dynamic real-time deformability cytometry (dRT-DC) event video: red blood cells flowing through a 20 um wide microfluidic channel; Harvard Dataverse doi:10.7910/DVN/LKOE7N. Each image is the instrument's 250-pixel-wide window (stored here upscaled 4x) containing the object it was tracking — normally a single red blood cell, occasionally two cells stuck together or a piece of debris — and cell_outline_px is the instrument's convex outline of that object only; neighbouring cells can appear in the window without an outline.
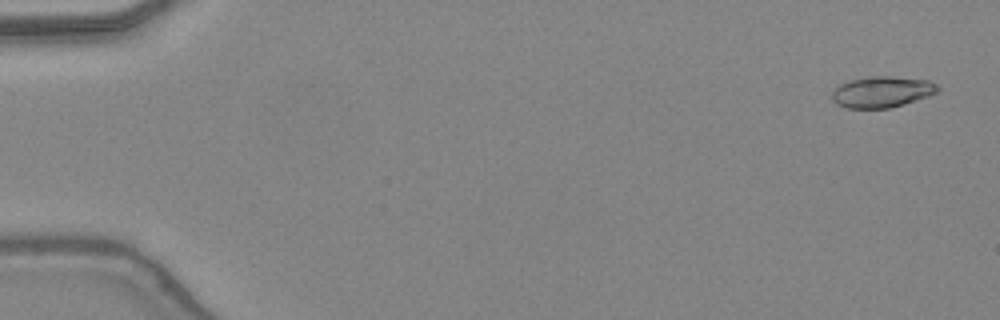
{"species": "common noctule bat (a hibernating species)", "species_latin": "Nyctalus noctula", "temperature_condition": "warm", "stored_images_in_passage": 16, "camera_frame_rate_fps": 3000, "um_per_image_px": 0.085, "animal": {"sex": "female", "body_mass_g": 24.6, "forearm_length_mm": 56.2}, "frame": {"image": 1, "passage_image": 2, "time_ms": 0.333, "image_size_px": [1000, 320], "cell_outline_px": [[940, 88], [936, 92], [928, 96], [888, 108], [848, 108], [836, 104], [832, 100], [832, 92], [840, 84], [852, 80], [868, 76], [888, 76], [928, 80], [936, 84]], "centroid_in_image_um": [74.94, 7.8], "position_along_channel_um": 10.1, "area_um2": 18.9}}
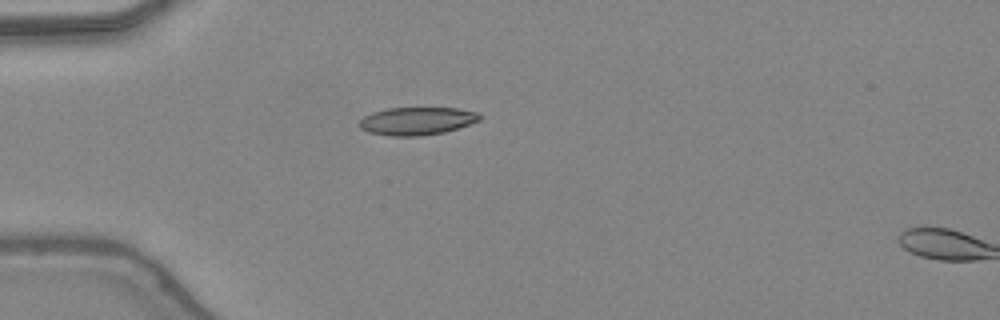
{"frame": {"image": 2, "passage_image": 14, "time_ms": 4.333, "image_size_px": [1000, 320], "cell_outline_px": [[480, 120], [444, 132], [420, 136], [392, 136], [368, 132], [360, 128], [360, 120], [364, 116], [372, 112], [388, 108], [460, 108], [476, 112], [480, 116]], "centroid_in_image_um": [35.41, 10.28], "position_along_channel_um": 49.6, "area_um2": 19.36}}